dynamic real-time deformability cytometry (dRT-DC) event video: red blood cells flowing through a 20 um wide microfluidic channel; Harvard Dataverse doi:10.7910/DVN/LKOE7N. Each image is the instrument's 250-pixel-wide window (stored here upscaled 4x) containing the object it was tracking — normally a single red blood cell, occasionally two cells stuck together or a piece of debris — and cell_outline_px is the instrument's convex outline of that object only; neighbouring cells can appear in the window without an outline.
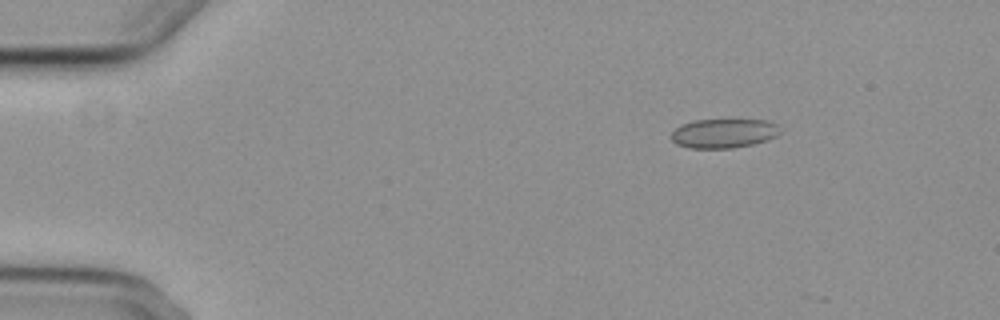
{"species": "common noctule bat (a hibernating species)", "species_latin": "Nyctalus noctula", "temperature_condition": "cold", "stored_images_in_passage": 5, "camera_frame_rate_fps": 3000, "um_per_image_px": 0.085, "animal": {"sex": "female", "body_mass_g": 29.2, "forearm_length_mm": 56.3}, "frame": {"image": 1, "passage_image": 3, "time_ms": 2.667, "image_size_px": [1000, 320], "cell_outline_px": [[780, 132], [776, 136], [768, 140], [752, 144], [732, 148], [688, 148], [676, 144], [672, 140], [672, 132], [680, 124], [696, 120], [768, 120], [780, 124]], "centroid_in_image_um": [61.54, 11.33], "position_along_channel_um": 23.5, "area_um2": 18.67}}